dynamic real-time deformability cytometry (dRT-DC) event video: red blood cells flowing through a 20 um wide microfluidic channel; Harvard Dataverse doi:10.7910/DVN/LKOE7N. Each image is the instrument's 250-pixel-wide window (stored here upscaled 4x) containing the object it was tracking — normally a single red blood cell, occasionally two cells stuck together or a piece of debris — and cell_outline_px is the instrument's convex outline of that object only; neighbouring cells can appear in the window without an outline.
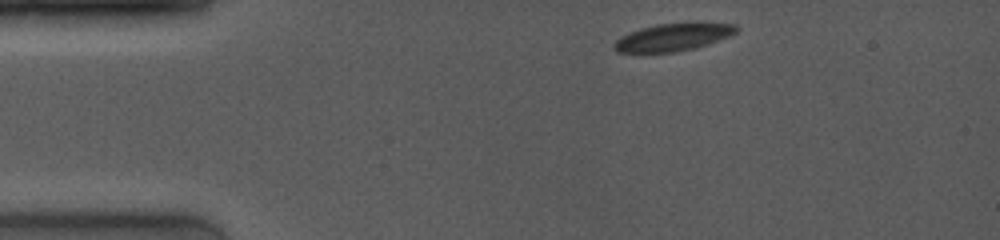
{"species": "common noctule bat (a hibernating species)", "species_latin": "Nyctalus noctula", "temperature_condition": "room temperature", "stored_images_in_passage": 9, "camera_frame_rate_fps": 4000, "um_per_image_px": 0.085, "animal": {"sex": "female", "body_mass_g": 19.0, "forearm_length_mm": 53.3}, "frame": {"image": 1, "passage_image": 1, "time_ms": 0.0, "image_size_px": [1000, 240], "cell_outline_px": [[740, 28], [736, 32], [728, 36], [708, 44], [696, 48], [672, 52], [640, 56], [616, 52], [612, 48], [612, 44], [620, 36], [628, 32], [640, 28], [656, 24], [688, 20], [700, 20], [736, 24]], "centroid_in_image_um": [57.15, 3.15], "position_along_channel_um": 27.8, "area_um2": 21.39}}
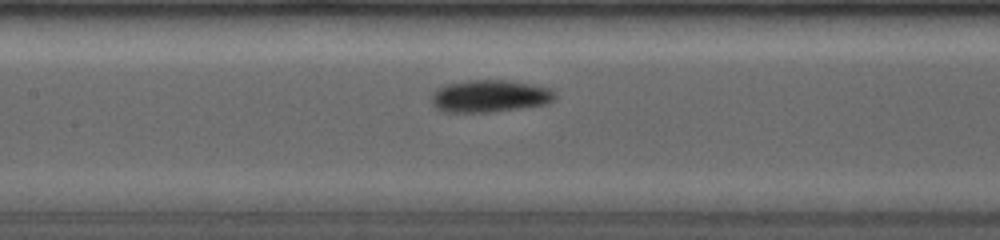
{"frame": {"image": 2, "passage_image": 9, "time_ms": 5.0, "image_size_px": [1000, 240], "cell_outline_px": [[556, 100], [548, 104], [520, 108], [488, 112], [444, 112], [436, 108], [432, 104], [432, 92], [436, 88], [444, 84], [468, 80], [508, 80], [532, 84], [548, 88], [556, 92]], "centroid_in_image_um": [41.63, 8.16], "position_along_channel_um": 165.8, "area_um2": 23.52}}